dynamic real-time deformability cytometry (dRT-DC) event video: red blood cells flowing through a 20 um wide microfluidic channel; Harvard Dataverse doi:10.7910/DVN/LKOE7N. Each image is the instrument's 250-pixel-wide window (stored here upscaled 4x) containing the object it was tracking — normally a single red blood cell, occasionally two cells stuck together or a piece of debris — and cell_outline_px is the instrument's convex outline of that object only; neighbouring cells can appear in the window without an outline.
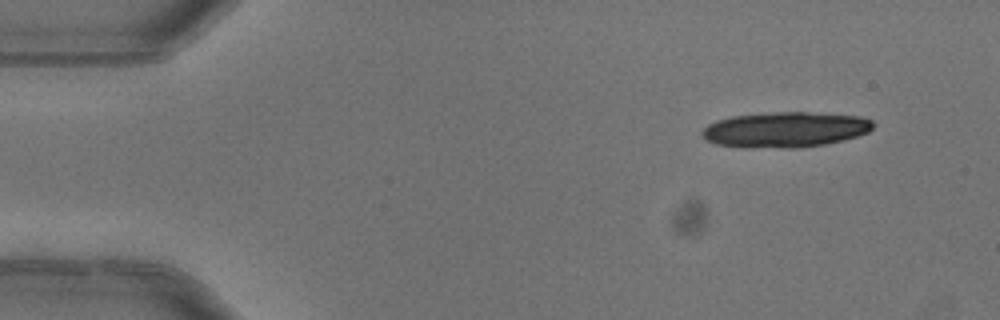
{"species": "common noctule bat (a hibernating species)", "species_latin": "Nyctalus noctula", "temperature_condition": "warm", "stored_images_in_passage": 5, "camera_frame_rate_fps": 3000, "um_per_image_px": 0.085, "animal": {"sex": "female"}, "frame": {"image": 1, "passage_image": 1, "time_ms": 0.0, "image_size_px": [1000, 320], "cell_outline_px": [[872, 128], [868, 132], [844, 140], [824, 144], [800, 148], [740, 148], [716, 144], [704, 140], [700, 136], [700, 132], [708, 124], [716, 120], [732, 116], [776, 112], [808, 112], [860, 116], [872, 120]], "centroid_in_image_um": [66.68, 11.03], "position_along_channel_um": 18.3, "area_um2": 35.66}}